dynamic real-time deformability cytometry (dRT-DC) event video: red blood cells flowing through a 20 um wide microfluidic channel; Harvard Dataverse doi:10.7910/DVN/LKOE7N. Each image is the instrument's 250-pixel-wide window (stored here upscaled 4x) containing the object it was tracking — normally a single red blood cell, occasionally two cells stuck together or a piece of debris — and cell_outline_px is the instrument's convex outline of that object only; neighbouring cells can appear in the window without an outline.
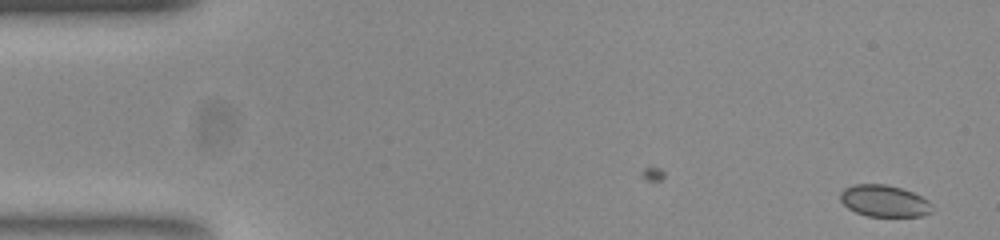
{"species": "common noctule bat (a hibernating species)", "species_latin": "Nyctalus noctula", "temperature_condition": "room temperature", "stored_images_in_passage": 48, "camera_frame_rate_fps": 3000, "um_per_image_px": 0.085, "animal": {"sex": "female", "body_mass_g": 23.0, "forearm_length_mm": 53.4}, "frame": {"image": 1, "passage_image": 1, "time_ms": 0.0, "image_size_px": [1000, 240], "cell_outline_px": [[932, 212], [920, 216], [868, 216], [856, 212], [848, 208], [840, 200], [840, 192], [844, 188], [852, 184], [888, 184], [912, 192], [928, 200], [932, 204]], "centroid_in_image_um": [75.15, 17.07], "position_along_channel_um": 9.9, "area_um2": 16.99}}
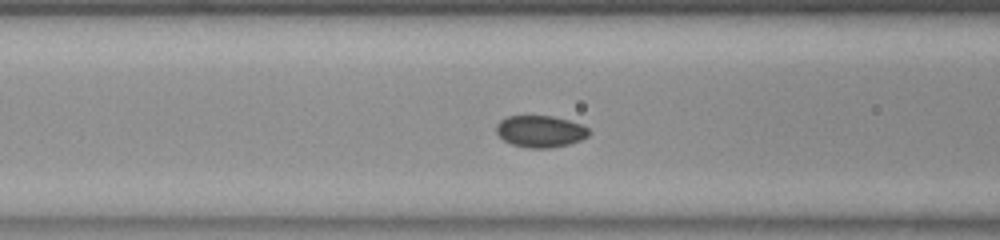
{"frame": {"image": 2, "passage_image": 20, "time_ms": 6.333, "image_size_px": [1000, 240], "cell_outline_px": [[592, 132], [588, 136], [580, 140], [568, 144], [548, 148], [528, 148], [512, 144], [504, 140], [496, 132], [496, 124], [500, 120], [508, 116], [552, 116], [568, 120], [580, 124], [588, 128]], "centroid_in_image_um": [45.93, 11.16], "position_along_channel_um": 120.7, "area_um2": 17.11}}
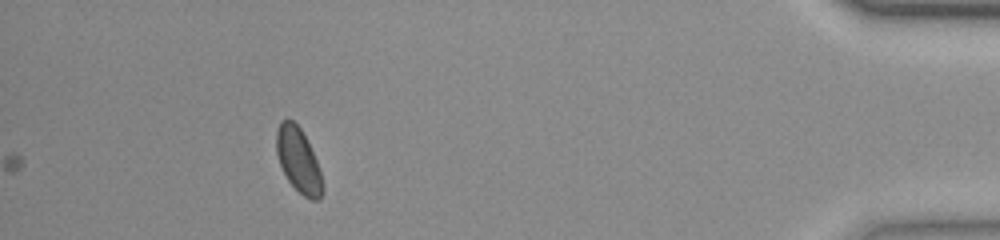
{"frame": {"image": 3, "passage_image": 48, "time_ms": 15.667, "image_size_px": [1000, 240], "cell_outline_px": [[324, 188], [320, 200], [312, 200], [304, 196], [288, 180], [280, 164], [276, 152], [276, 132], [280, 120], [292, 120], [300, 128], [316, 160], [320, 172]], "centroid_in_image_um": [25.36, 13.63], "position_along_channel_um": 409.8, "area_um2": 16.99}, "authors_computed_cell_mechanics": {"area_um2": 17.0799, "velocity_mm_per_s": 3.7635, "shape_relaxation_time_tau1_ms": 1.8702, "shape_relaxation_time_tau2_ms": null, "deformation_change_tau1": 0.0631, "deformation_change_tau2": null}}